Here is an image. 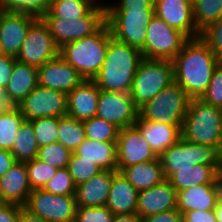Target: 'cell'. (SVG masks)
Segmentation results:
<instances>
[{
    "instance_id": "bcb514c9",
    "label": "cell",
    "mask_w": 222,
    "mask_h": 222,
    "mask_svg": "<svg viewBox=\"0 0 222 222\" xmlns=\"http://www.w3.org/2000/svg\"><path fill=\"white\" fill-rule=\"evenodd\" d=\"M15 57L0 55V89L5 90L13 74Z\"/></svg>"
},
{
    "instance_id": "f1b7e54d",
    "label": "cell",
    "mask_w": 222,
    "mask_h": 222,
    "mask_svg": "<svg viewBox=\"0 0 222 222\" xmlns=\"http://www.w3.org/2000/svg\"><path fill=\"white\" fill-rule=\"evenodd\" d=\"M119 172L140 192L165 180L159 157L148 162L138 163Z\"/></svg>"
},
{
    "instance_id": "f6af8a7d",
    "label": "cell",
    "mask_w": 222,
    "mask_h": 222,
    "mask_svg": "<svg viewBox=\"0 0 222 222\" xmlns=\"http://www.w3.org/2000/svg\"><path fill=\"white\" fill-rule=\"evenodd\" d=\"M105 4L106 11H154V0H118Z\"/></svg>"
},
{
    "instance_id": "9a60e30c",
    "label": "cell",
    "mask_w": 222,
    "mask_h": 222,
    "mask_svg": "<svg viewBox=\"0 0 222 222\" xmlns=\"http://www.w3.org/2000/svg\"><path fill=\"white\" fill-rule=\"evenodd\" d=\"M38 18L27 12L4 10L0 16V53L16 58L29 28Z\"/></svg>"
},
{
    "instance_id": "8992f818",
    "label": "cell",
    "mask_w": 222,
    "mask_h": 222,
    "mask_svg": "<svg viewBox=\"0 0 222 222\" xmlns=\"http://www.w3.org/2000/svg\"><path fill=\"white\" fill-rule=\"evenodd\" d=\"M190 98L174 81L157 96L139 109V115L149 121L165 123L182 128Z\"/></svg>"
},
{
    "instance_id": "ee69618b",
    "label": "cell",
    "mask_w": 222,
    "mask_h": 222,
    "mask_svg": "<svg viewBox=\"0 0 222 222\" xmlns=\"http://www.w3.org/2000/svg\"><path fill=\"white\" fill-rule=\"evenodd\" d=\"M114 214L106 206L77 207L76 222H111Z\"/></svg>"
},
{
    "instance_id": "ab89813d",
    "label": "cell",
    "mask_w": 222,
    "mask_h": 222,
    "mask_svg": "<svg viewBox=\"0 0 222 222\" xmlns=\"http://www.w3.org/2000/svg\"><path fill=\"white\" fill-rule=\"evenodd\" d=\"M42 189L52 194L75 195L76 185L68 168H62L56 171Z\"/></svg>"
},
{
    "instance_id": "e0dca14e",
    "label": "cell",
    "mask_w": 222,
    "mask_h": 222,
    "mask_svg": "<svg viewBox=\"0 0 222 222\" xmlns=\"http://www.w3.org/2000/svg\"><path fill=\"white\" fill-rule=\"evenodd\" d=\"M38 69V85L68 94L84 79L60 55Z\"/></svg>"
},
{
    "instance_id": "3957f363",
    "label": "cell",
    "mask_w": 222,
    "mask_h": 222,
    "mask_svg": "<svg viewBox=\"0 0 222 222\" xmlns=\"http://www.w3.org/2000/svg\"><path fill=\"white\" fill-rule=\"evenodd\" d=\"M108 44L109 26L105 22L95 33L62 46L59 55L84 80H93L105 61Z\"/></svg>"
},
{
    "instance_id": "8d00e7d4",
    "label": "cell",
    "mask_w": 222,
    "mask_h": 222,
    "mask_svg": "<svg viewBox=\"0 0 222 222\" xmlns=\"http://www.w3.org/2000/svg\"><path fill=\"white\" fill-rule=\"evenodd\" d=\"M72 151L61 143L55 142L42 146L38 150L37 159L57 169L68 168Z\"/></svg>"
},
{
    "instance_id": "d6a6232c",
    "label": "cell",
    "mask_w": 222,
    "mask_h": 222,
    "mask_svg": "<svg viewBox=\"0 0 222 222\" xmlns=\"http://www.w3.org/2000/svg\"><path fill=\"white\" fill-rule=\"evenodd\" d=\"M24 120L17 106H10L0 112V149L11 150L15 135Z\"/></svg>"
},
{
    "instance_id": "816d5d0a",
    "label": "cell",
    "mask_w": 222,
    "mask_h": 222,
    "mask_svg": "<svg viewBox=\"0 0 222 222\" xmlns=\"http://www.w3.org/2000/svg\"><path fill=\"white\" fill-rule=\"evenodd\" d=\"M111 222H142L138 214H120L114 215Z\"/></svg>"
},
{
    "instance_id": "44dd1931",
    "label": "cell",
    "mask_w": 222,
    "mask_h": 222,
    "mask_svg": "<svg viewBox=\"0 0 222 222\" xmlns=\"http://www.w3.org/2000/svg\"><path fill=\"white\" fill-rule=\"evenodd\" d=\"M100 89L93 80H83L67 94V114L77 120L96 116Z\"/></svg>"
},
{
    "instance_id": "7a4b0ae2",
    "label": "cell",
    "mask_w": 222,
    "mask_h": 222,
    "mask_svg": "<svg viewBox=\"0 0 222 222\" xmlns=\"http://www.w3.org/2000/svg\"><path fill=\"white\" fill-rule=\"evenodd\" d=\"M142 59L141 50L115 39L109 28L105 61L93 81L100 90L129 94Z\"/></svg>"
},
{
    "instance_id": "9c48e42d",
    "label": "cell",
    "mask_w": 222,
    "mask_h": 222,
    "mask_svg": "<svg viewBox=\"0 0 222 222\" xmlns=\"http://www.w3.org/2000/svg\"><path fill=\"white\" fill-rule=\"evenodd\" d=\"M146 33L145 45L141 49L142 57L145 59L172 61L189 39L156 15L147 25Z\"/></svg>"
},
{
    "instance_id": "f546056e",
    "label": "cell",
    "mask_w": 222,
    "mask_h": 222,
    "mask_svg": "<svg viewBox=\"0 0 222 222\" xmlns=\"http://www.w3.org/2000/svg\"><path fill=\"white\" fill-rule=\"evenodd\" d=\"M38 150L32 123L24 120L15 135L10 153L16 162L26 163L37 158Z\"/></svg>"
},
{
    "instance_id": "ffe728a7",
    "label": "cell",
    "mask_w": 222,
    "mask_h": 222,
    "mask_svg": "<svg viewBox=\"0 0 222 222\" xmlns=\"http://www.w3.org/2000/svg\"><path fill=\"white\" fill-rule=\"evenodd\" d=\"M31 191L26 163L15 162L0 177V202L24 206Z\"/></svg>"
},
{
    "instance_id": "277c9868",
    "label": "cell",
    "mask_w": 222,
    "mask_h": 222,
    "mask_svg": "<svg viewBox=\"0 0 222 222\" xmlns=\"http://www.w3.org/2000/svg\"><path fill=\"white\" fill-rule=\"evenodd\" d=\"M181 138L193 144L214 146L222 153V108L190 99Z\"/></svg>"
},
{
    "instance_id": "f907efd6",
    "label": "cell",
    "mask_w": 222,
    "mask_h": 222,
    "mask_svg": "<svg viewBox=\"0 0 222 222\" xmlns=\"http://www.w3.org/2000/svg\"><path fill=\"white\" fill-rule=\"evenodd\" d=\"M15 162L14 156L10 151L0 149V177L4 175Z\"/></svg>"
},
{
    "instance_id": "f35d334b",
    "label": "cell",
    "mask_w": 222,
    "mask_h": 222,
    "mask_svg": "<svg viewBox=\"0 0 222 222\" xmlns=\"http://www.w3.org/2000/svg\"><path fill=\"white\" fill-rule=\"evenodd\" d=\"M26 168L32 190L42 189L58 170L56 167L48 165L37 158L26 162Z\"/></svg>"
},
{
    "instance_id": "9f6ffc18",
    "label": "cell",
    "mask_w": 222,
    "mask_h": 222,
    "mask_svg": "<svg viewBox=\"0 0 222 222\" xmlns=\"http://www.w3.org/2000/svg\"><path fill=\"white\" fill-rule=\"evenodd\" d=\"M4 10H5V8H4V6H3V4H2V2L0 0V16L4 12Z\"/></svg>"
},
{
    "instance_id": "30bf717a",
    "label": "cell",
    "mask_w": 222,
    "mask_h": 222,
    "mask_svg": "<svg viewBox=\"0 0 222 222\" xmlns=\"http://www.w3.org/2000/svg\"><path fill=\"white\" fill-rule=\"evenodd\" d=\"M154 15V11H106V22L115 39L141 50Z\"/></svg>"
},
{
    "instance_id": "d590c367",
    "label": "cell",
    "mask_w": 222,
    "mask_h": 222,
    "mask_svg": "<svg viewBox=\"0 0 222 222\" xmlns=\"http://www.w3.org/2000/svg\"><path fill=\"white\" fill-rule=\"evenodd\" d=\"M60 118L61 117H45L30 120L39 148L57 142Z\"/></svg>"
},
{
    "instance_id": "8fae6325",
    "label": "cell",
    "mask_w": 222,
    "mask_h": 222,
    "mask_svg": "<svg viewBox=\"0 0 222 222\" xmlns=\"http://www.w3.org/2000/svg\"><path fill=\"white\" fill-rule=\"evenodd\" d=\"M24 208L48 222H73L76 217L75 195H59L34 189Z\"/></svg>"
},
{
    "instance_id": "ba28073f",
    "label": "cell",
    "mask_w": 222,
    "mask_h": 222,
    "mask_svg": "<svg viewBox=\"0 0 222 222\" xmlns=\"http://www.w3.org/2000/svg\"><path fill=\"white\" fill-rule=\"evenodd\" d=\"M48 26L54 42L60 49L67 43L77 41L95 33L106 22L105 2L97 3L85 16L79 19L40 17Z\"/></svg>"
},
{
    "instance_id": "603a6c76",
    "label": "cell",
    "mask_w": 222,
    "mask_h": 222,
    "mask_svg": "<svg viewBox=\"0 0 222 222\" xmlns=\"http://www.w3.org/2000/svg\"><path fill=\"white\" fill-rule=\"evenodd\" d=\"M167 180L177 192L202 184H222V165L196 164L178 169Z\"/></svg>"
},
{
    "instance_id": "83f0119b",
    "label": "cell",
    "mask_w": 222,
    "mask_h": 222,
    "mask_svg": "<svg viewBox=\"0 0 222 222\" xmlns=\"http://www.w3.org/2000/svg\"><path fill=\"white\" fill-rule=\"evenodd\" d=\"M117 142L85 139L74 153L81 160L95 162L103 170L117 171Z\"/></svg>"
},
{
    "instance_id": "db71d44e",
    "label": "cell",
    "mask_w": 222,
    "mask_h": 222,
    "mask_svg": "<svg viewBox=\"0 0 222 222\" xmlns=\"http://www.w3.org/2000/svg\"><path fill=\"white\" fill-rule=\"evenodd\" d=\"M214 214L217 222H222V193L219 196L216 206L214 208Z\"/></svg>"
},
{
    "instance_id": "d4e9b609",
    "label": "cell",
    "mask_w": 222,
    "mask_h": 222,
    "mask_svg": "<svg viewBox=\"0 0 222 222\" xmlns=\"http://www.w3.org/2000/svg\"><path fill=\"white\" fill-rule=\"evenodd\" d=\"M115 172L103 170L88 181L76 186L75 200L77 207L106 206Z\"/></svg>"
},
{
    "instance_id": "6da1fadb",
    "label": "cell",
    "mask_w": 222,
    "mask_h": 222,
    "mask_svg": "<svg viewBox=\"0 0 222 222\" xmlns=\"http://www.w3.org/2000/svg\"><path fill=\"white\" fill-rule=\"evenodd\" d=\"M174 81L190 99H200L222 62L200 38H189L172 60Z\"/></svg>"
},
{
    "instance_id": "52a82bcc",
    "label": "cell",
    "mask_w": 222,
    "mask_h": 222,
    "mask_svg": "<svg viewBox=\"0 0 222 222\" xmlns=\"http://www.w3.org/2000/svg\"><path fill=\"white\" fill-rule=\"evenodd\" d=\"M158 157L165 179L178 169L191 168L196 164L222 165V153L216 147L193 144L182 138Z\"/></svg>"
},
{
    "instance_id": "681fc988",
    "label": "cell",
    "mask_w": 222,
    "mask_h": 222,
    "mask_svg": "<svg viewBox=\"0 0 222 222\" xmlns=\"http://www.w3.org/2000/svg\"><path fill=\"white\" fill-rule=\"evenodd\" d=\"M142 222H183L182 213L178 209L150 215L142 219Z\"/></svg>"
},
{
    "instance_id": "f5cc1de1",
    "label": "cell",
    "mask_w": 222,
    "mask_h": 222,
    "mask_svg": "<svg viewBox=\"0 0 222 222\" xmlns=\"http://www.w3.org/2000/svg\"><path fill=\"white\" fill-rule=\"evenodd\" d=\"M19 222H48L41 217L34 215L27 211L24 207L21 210V216Z\"/></svg>"
},
{
    "instance_id": "5bb4252c",
    "label": "cell",
    "mask_w": 222,
    "mask_h": 222,
    "mask_svg": "<svg viewBox=\"0 0 222 222\" xmlns=\"http://www.w3.org/2000/svg\"><path fill=\"white\" fill-rule=\"evenodd\" d=\"M138 115L139 109L128 93L100 90L96 117L122 129L134 126Z\"/></svg>"
},
{
    "instance_id": "60d3db41",
    "label": "cell",
    "mask_w": 222,
    "mask_h": 222,
    "mask_svg": "<svg viewBox=\"0 0 222 222\" xmlns=\"http://www.w3.org/2000/svg\"><path fill=\"white\" fill-rule=\"evenodd\" d=\"M5 10L27 12L41 17L50 6L51 0H1Z\"/></svg>"
},
{
    "instance_id": "4dcf8cb0",
    "label": "cell",
    "mask_w": 222,
    "mask_h": 222,
    "mask_svg": "<svg viewBox=\"0 0 222 222\" xmlns=\"http://www.w3.org/2000/svg\"><path fill=\"white\" fill-rule=\"evenodd\" d=\"M100 0H51L49 9L41 17L79 19L85 16Z\"/></svg>"
},
{
    "instance_id": "7dc6e473",
    "label": "cell",
    "mask_w": 222,
    "mask_h": 222,
    "mask_svg": "<svg viewBox=\"0 0 222 222\" xmlns=\"http://www.w3.org/2000/svg\"><path fill=\"white\" fill-rule=\"evenodd\" d=\"M24 206L0 202V222H19Z\"/></svg>"
},
{
    "instance_id": "b9f144b4",
    "label": "cell",
    "mask_w": 222,
    "mask_h": 222,
    "mask_svg": "<svg viewBox=\"0 0 222 222\" xmlns=\"http://www.w3.org/2000/svg\"><path fill=\"white\" fill-rule=\"evenodd\" d=\"M200 99L206 104L222 108V62L215 69L209 86Z\"/></svg>"
},
{
    "instance_id": "74e56055",
    "label": "cell",
    "mask_w": 222,
    "mask_h": 222,
    "mask_svg": "<svg viewBox=\"0 0 222 222\" xmlns=\"http://www.w3.org/2000/svg\"><path fill=\"white\" fill-rule=\"evenodd\" d=\"M68 170L76 186L103 171L95 162L81 160V157L77 156L74 152L71 154Z\"/></svg>"
},
{
    "instance_id": "e575fe53",
    "label": "cell",
    "mask_w": 222,
    "mask_h": 222,
    "mask_svg": "<svg viewBox=\"0 0 222 222\" xmlns=\"http://www.w3.org/2000/svg\"><path fill=\"white\" fill-rule=\"evenodd\" d=\"M87 139L103 142H117L119 128L96 116L83 120Z\"/></svg>"
},
{
    "instance_id": "d6986e66",
    "label": "cell",
    "mask_w": 222,
    "mask_h": 222,
    "mask_svg": "<svg viewBox=\"0 0 222 222\" xmlns=\"http://www.w3.org/2000/svg\"><path fill=\"white\" fill-rule=\"evenodd\" d=\"M177 209V191L167 179L138 194L137 214L141 219Z\"/></svg>"
},
{
    "instance_id": "484cf974",
    "label": "cell",
    "mask_w": 222,
    "mask_h": 222,
    "mask_svg": "<svg viewBox=\"0 0 222 222\" xmlns=\"http://www.w3.org/2000/svg\"><path fill=\"white\" fill-rule=\"evenodd\" d=\"M222 193V184H202L177 192V209L183 214L192 210H214Z\"/></svg>"
},
{
    "instance_id": "4316f807",
    "label": "cell",
    "mask_w": 222,
    "mask_h": 222,
    "mask_svg": "<svg viewBox=\"0 0 222 222\" xmlns=\"http://www.w3.org/2000/svg\"><path fill=\"white\" fill-rule=\"evenodd\" d=\"M38 85V69L15 60L13 74L4 93L11 106H17Z\"/></svg>"
},
{
    "instance_id": "7bdbcfd3",
    "label": "cell",
    "mask_w": 222,
    "mask_h": 222,
    "mask_svg": "<svg viewBox=\"0 0 222 222\" xmlns=\"http://www.w3.org/2000/svg\"><path fill=\"white\" fill-rule=\"evenodd\" d=\"M200 38L215 56L222 61V17L203 30L200 33Z\"/></svg>"
},
{
    "instance_id": "11a10c76",
    "label": "cell",
    "mask_w": 222,
    "mask_h": 222,
    "mask_svg": "<svg viewBox=\"0 0 222 222\" xmlns=\"http://www.w3.org/2000/svg\"><path fill=\"white\" fill-rule=\"evenodd\" d=\"M10 106L11 105L9 104V102L6 99L4 90L0 89V112H2L3 110H6Z\"/></svg>"
},
{
    "instance_id": "2e32d148",
    "label": "cell",
    "mask_w": 222,
    "mask_h": 222,
    "mask_svg": "<svg viewBox=\"0 0 222 222\" xmlns=\"http://www.w3.org/2000/svg\"><path fill=\"white\" fill-rule=\"evenodd\" d=\"M116 144L117 171L158 158L141 132L135 126L120 129Z\"/></svg>"
},
{
    "instance_id": "6f0895ef",
    "label": "cell",
    "mask_w": 222,
    "mask_h": 222,
    "mask_svg": "<svg viewBox=\"0 0 222 222\" xmlns=\"http://www.w3.org/2000/svg\"><path fill=\"white\" fill-rule=\"evenodd\" d=\"M187 1L193 5L197 0H187Z\"/></svg>"
},
{
    "instance_id": "cb8c5ba5",
    "label": "cell",
    "mask_w": 222,
    "mask_h": 222,
    "mask_svg": "<svg viewBox=\"0 0 222 222\" xmlns=\"http://www.w3.org/2000/svg\"><path fill=\"white\" fill-rule=\"evenodd\" d=\"M139 191L123 176L116 171L112 177L106 207L114 214H137Z\"/></svg>"
},
{
    "instance_id": "c3c4849f",
    "label": "cell",
    "mask_w": 222,
    "mask_h": 222,
    "mask_svg": "<svg viewBox=\"0 0 222 222\" xmlns=\"http://www.w3.org/2000/svg\"><path fill=\"white\" fill-rule=\"evenodd\" d=\"M183 222H217L213 210H192L182 214Z\"/></svg>"
},
{
    "instance_id": "7402d4cb",
    "label": "cell",
    "mask_w": 222,
    "mask_h": 222,
    "mask_svg": "<svg viewBox=\"0 0 222 222\" xmlns=\"http://www.w3.org/2000/svg\"><path fill=\"white\" fill-rule=\"evenodd\" d=\"M134 126L157 156L181 139V129L178 126L145 120L140 115Z\"/></svg>"
},
{
    "instance_id": "ac0fdd59",
    "label": "cell",
    "mask_w": 222,
    "mask_h": 222,
    "mask_svg": "<svg viewBox=\"0 0 222 222\" xmlns=\"http://www.w3.org/2000/svg\"><path fill=\"white\" fill-rule=\"evenodd\" d=\"M154 13L188 38L200 37L193 20V7L187 0H154Z\"/></svg>"
},
{
    "instance_id": "1f68e13d",
    "label": "cell",
    "mask_w": 222,
    "mask_h": 222,
    "mask_svg": "<svg viewBox=\"0 0 222 222\" xmlns=\"http://www.w3.org/2000/svg\"><path fill=\"white\" fill-rule=\"evenodd\" d=\"M58 140L64 147L74 152L86 139L83 121L72 118L68 115L59 119Z\"/></svg>"
},
{
    "instance_id": "7c38bea8",
    "label": "cell",
    "mask_w": 222,
    "mask_h": 222,
    "mask_svg": "<svg viewBox=\"0 0 222 222\" xmlns=\"http://www.w3.org/2000/svg\"><path fill=\"white\" fill-rule=\"evenodd\" d=\"M59 50L48 26L39 17L29 28L15 59L38 68L56 58Z\"/></svg>"
},
{
    "instance_id": "4fadbf2b",
    "label": "cell",
    "mask_w": 222,
    "mask_h": 222,
    "mask_svg": "<svg viewBox=\"0 0 222 222\" xmlns=\"http://www.w3.org/2000/svg\"><path fill=\"white\" fill-rule=\"evenodd\" d=\"M17 107L27 121L62 117L67 114V94L37 85Z\"/></svg>"
},
{
    "instance_id": "5b68a950",
    "label": "cell",
    "mask_w": 222,
    "mask_h": 222,
    "mask_svg": "<svg viewBox=\"0 0 222 222\" xmlns=\"http://www.w3.org/2000/svg\"><path fill=\"white\" fill-rule=\"evenodd\" d=\"M173 82L172 61L143 58L138 65L129 95L140 109Z\"/></svg>"
},
{
    "instance_id": "836d02e7",
    "label": "cell",
    "mask_w": 222,
    "mask_h": 222,
    "mask_svg": "<svg viewBox=\"0 0 222 222\" xmlns=\"http://www.w3.org/2000/svg\"><path fill=\"white\" fill-rule=\"evenodd\" d=\"M192 7L193 20L199 33L222 17V0H197Z\"/></svg>"
}]
</instances>
